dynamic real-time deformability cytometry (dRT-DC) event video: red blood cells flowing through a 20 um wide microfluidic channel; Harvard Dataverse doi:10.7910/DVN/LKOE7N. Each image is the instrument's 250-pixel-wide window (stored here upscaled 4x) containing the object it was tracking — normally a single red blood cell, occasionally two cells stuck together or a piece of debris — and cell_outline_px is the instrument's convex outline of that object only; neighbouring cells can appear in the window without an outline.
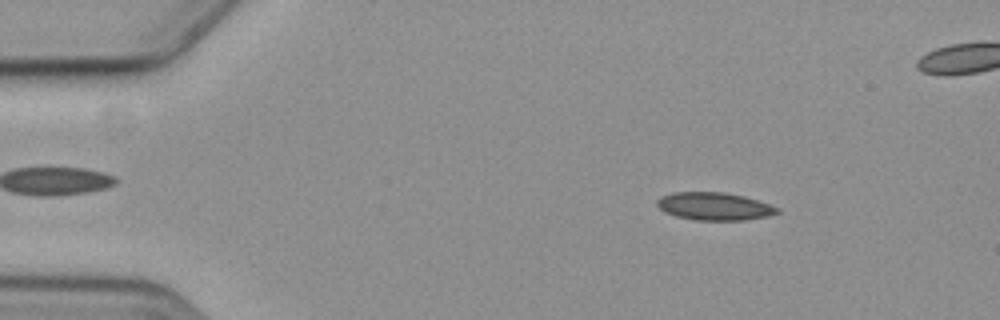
{"species": "common noctule bat (a hibernating species)", "species_latin": "Nyctalus noctula", "temperature_condition": "cold", "stored_images_in_passage": 7, "camera_frame_rate_fps": 3000, "um_per_image_px": 0.085, "animal": {"sex": "female", "body_mass_g": 19.3, "forearm_length_mm": 54.1}, "frame": {"image": 1, "passage_image": 1, "time_ms": 0.0, "image_size_px": [1000, 320], "cell_outline_px": [[780, 212], [768, 216], [744, 220], [696, 220], [676, 216], [664, 212], [656, 204], [656, 200], [664, 196], [676, 192], [724, 192], [744, 196], [780, 208]], "centroid_in_image_um": [60.73, 17.54], "position_along_channel_um": 24.3, "area_um2": 19.31}}
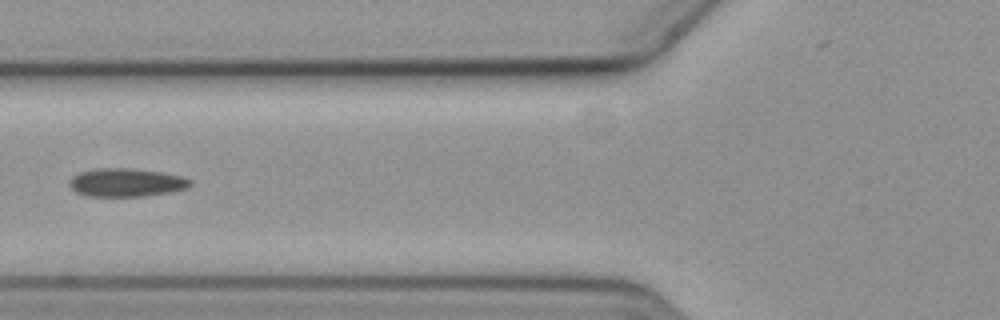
{"frame": {"image": 2, "passage_image": 5, "time_ms": 4.667, "image_size_px": [1000, 320], "cell_outline_px": [[192, 184], [188, 188], [168, 192], [144, 196], [88, 196], [76, 192], [68, 184], [72, 176], [80, 172], [96, 168], [128, 168], [160, 172], [180, 176], [192, 180]], "centroid_in_image_um": [10.72, 15.51], "position_along_channel_um": 115.1, "area_um2": 19.83}}
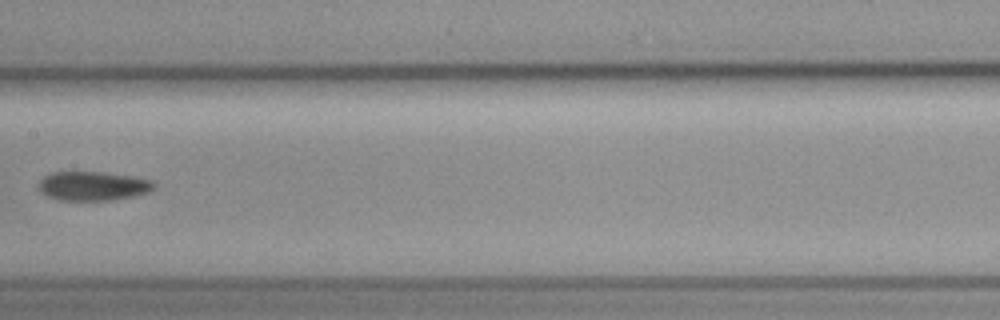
{"frame": {"image": 3, "passage_image": 7, "time_ms": 7.0, "image_size_px": [1000, 320], "cell_outline_px": [[156, 188], [148, 192], [136, 196], [112, 200], [60, 200], [48, 196], [40, 192], [40, 180], [44, 176], [52, 172], [104, 172], [132, 176], [152, 180], [156, 184]], "centroid_in_image_um": [7.95, 15.81], "position_along_channel_um": 199.4, "area_um2": 19.65}}